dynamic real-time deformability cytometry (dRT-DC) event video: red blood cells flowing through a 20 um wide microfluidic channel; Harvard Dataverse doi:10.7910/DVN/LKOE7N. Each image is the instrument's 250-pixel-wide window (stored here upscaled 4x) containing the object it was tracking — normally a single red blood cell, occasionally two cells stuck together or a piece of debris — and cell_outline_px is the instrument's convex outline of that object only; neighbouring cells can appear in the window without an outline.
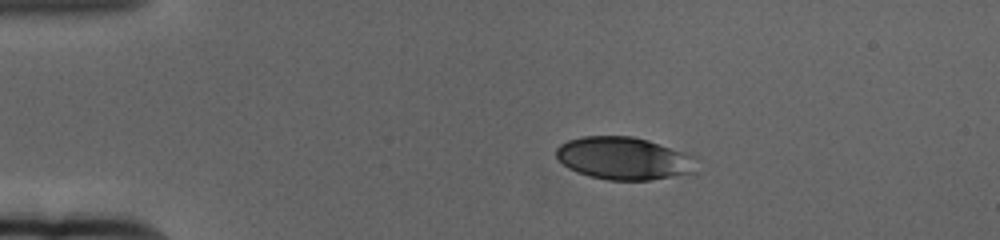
{"species": "human", "species_latin": "Homo sapiens", "temperature_condition": "cold", "stored_images_in_passage": 50, "camera_frame_rate_fps": 3000, "um_per_image_px": 0.085, "donor": {"sex": "female"}, "frame": {"image": 1, "passage_image": 1, "time_ms": 0.0, "image_size_px": [1000, 240], "cell_outline_px": [[696, 172], [648, 180], [608, 180], [588, 176], [568, 168], [556, 156], [556, 148], [560, 144], [568, 140], [584, 136], [632, 136], [648, 140], [680, 152], [688, 156]], "centroid_in_image_um": [52.91, 13.46], "position_along_channel_um": 32.1, "area_um2": 34.04}}
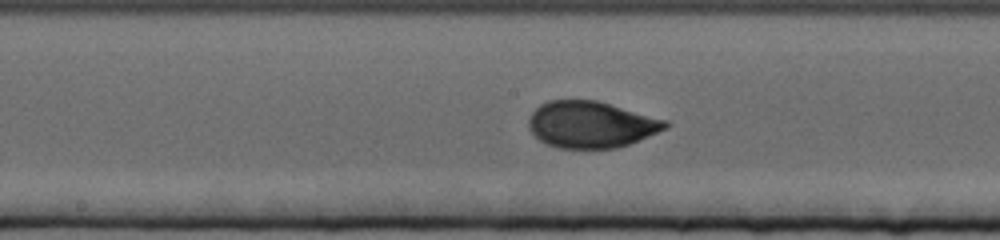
{"frame": {"image": 2, "passage_image": 21, "time_ms": 6.667, "image_size_px": [1000, 240], "cell_outline_px": [[672, 124], [668, 128], [628, 144], [616, 148], [556, 148], [540, 140], [532, 132], [528, 124], [528, 120], [532, 112], [540, 104], [548, 100], [596, 100], [668, 120]], "centroid_in_image_um": [50.26, 10.58], "position_along_channel_um": 197.9, "area_um2": 37.05}}
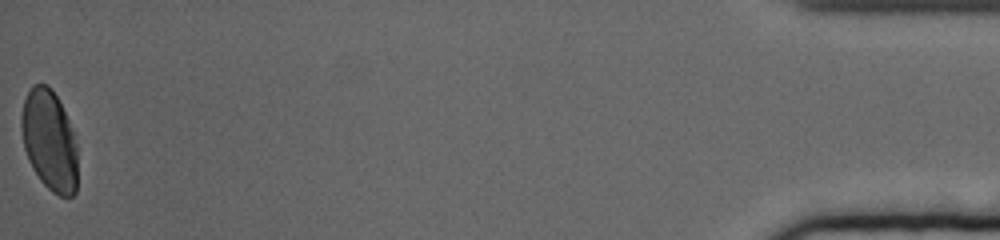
{"frame": {"image": 3, "passage_image": 50, "time_ms": 16.333, "image_size_px": [1000, 240], "cell_outline_px": [[76, 192], [72, 196], [60, 196], [52, 192], [40, 180], [32, 168], [28, 160], [24, 148], [20, 128], [20, 116], [24, 100], [32, 84], [48, 84], [52, 88], [68, 120], [76, 144]], "centroid_in_image_um": [4.16, 11.93], "position_along_channel_um": 431.0, "area_um2": 32.89}, "authors_computed_cell_mechanics": {"area_um2": 36.4429, "velocity_mm_per_s": 3.3386, "shape_relaxation_time_tau1_ms": 4.3309, "shape_relaxation_time_tau2_ms": null, "deformation_change_tau1": 0.1732, "deformation_change_tau2": null}}